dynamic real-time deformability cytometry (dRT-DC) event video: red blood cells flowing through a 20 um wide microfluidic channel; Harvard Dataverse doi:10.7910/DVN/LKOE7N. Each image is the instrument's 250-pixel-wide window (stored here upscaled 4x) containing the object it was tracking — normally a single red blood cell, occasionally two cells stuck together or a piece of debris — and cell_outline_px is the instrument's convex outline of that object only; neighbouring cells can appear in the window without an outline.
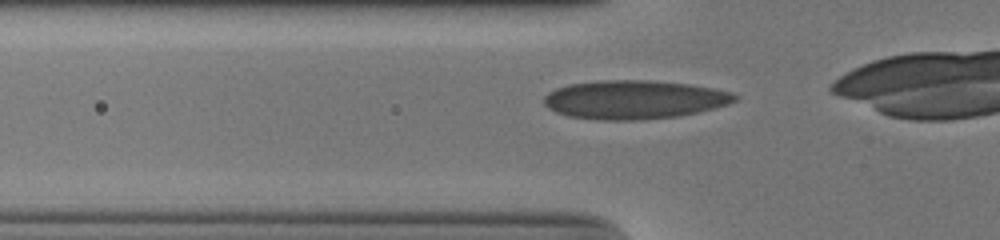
{"species": "human", "species_latin": "Homo sapiens", "temperature_condition": "cold", "stored_images_in_passage": 27, "camera_frame_rate_fps": 3000, "um_per_image_px": 0.085, "donor": {"sex": "male"}, "frame": {"image": 1, "passage_image": 2, "time_ms": 0.333, "image_size_px": [1000, 240], "cell_outline_px": [[736, 100], [728, 104], [696, 112], [676, 116], [644, 120], [596, 120], [568, 116], [556, 112], [548, 108], [544, 104], [544, 96], [548, 92], [556, 88], [568, 84], [596, 80], [648, 80], [688, 84], [712, 88], [732, 92], [736, 96]], "centroid_in_image_um": [53.84, 8.47], "position_along_channel_um": 72.0, "area_um2": 43.06}}
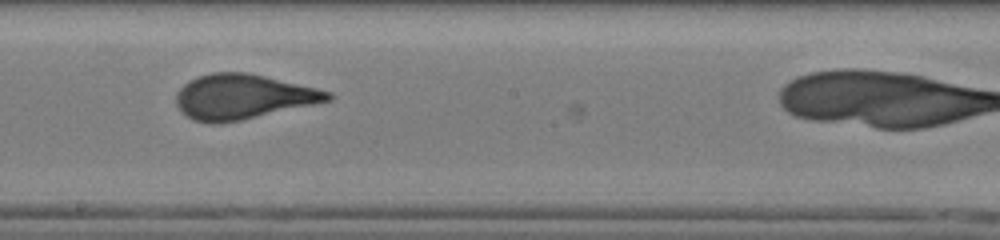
{"frame": {"image": 2, "passage_image": 14, "time_ms": 4.333, "image_size_px": [1000, 240], "cell_outline_px": [[332, 100], [240, 120], [220, 124], [212, 124], [192, 120], [180, 112], [176, 104], [176, 92], [188, 80], [212, 72], [248, 72], [316, 88], [332, 92]], "centroid_in_image_um": [20.59, 8.23], "position_along_channel_um": 227.6, "area_um2": 39.65}}
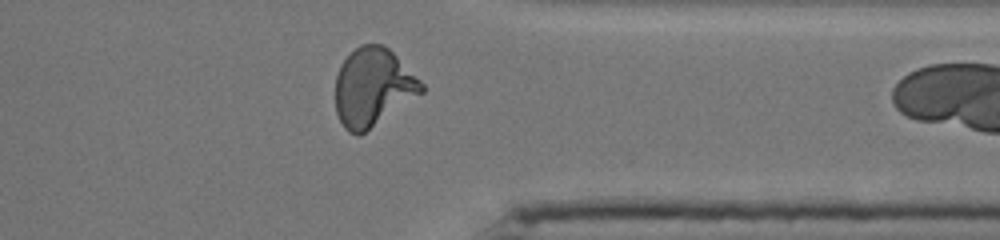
{"frame": {"image": 3, "passage_image": 26, "time_ms": 8.333, "image_size_px": [1000, 240], "cell_outline_px": [[424, 92], [360, 136], [356, 136], [348, 132], [344, 128], [336, 112], [336, 76], [340, 64], [360, 44], [384, 44], [424, 84]], "centroid_in_image_um": [31.69, 7.44], "position_along_channel_um": 379.7, "area_um2": 39.13}}